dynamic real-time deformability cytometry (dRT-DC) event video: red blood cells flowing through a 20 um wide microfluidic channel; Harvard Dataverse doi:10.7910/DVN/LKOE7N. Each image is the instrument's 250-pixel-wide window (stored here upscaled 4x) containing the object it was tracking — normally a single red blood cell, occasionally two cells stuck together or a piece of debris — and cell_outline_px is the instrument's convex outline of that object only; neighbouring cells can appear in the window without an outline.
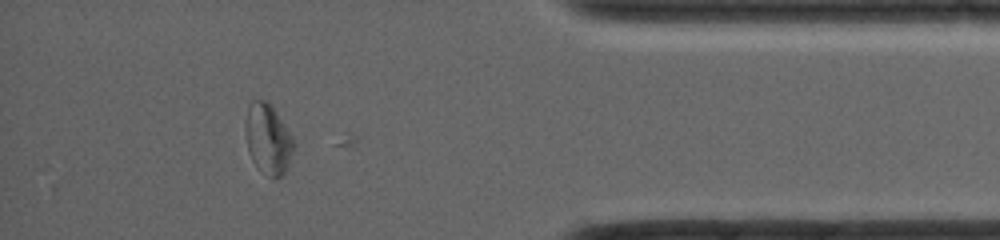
{"species": "common noctule bat (a hibernating species)", "species_latin": "Nyctalus noctula", "temperature_condition": "room temperature", "stored_images_in_passage": 36, "camera_frame_rate_fps": 4000, "um_per_image_px": 0.085, "animal": {"sex": "female", "body_mass_g": 19.0, "forearm_length_mm": 56.7}, "frame": {"image": 1, "passage_image": 35, "time_ms": 8.5, "image_size_px": [1000, 240], "cell_outline_px": [[296, 144], [288, 168], [284, 176], [276, 180], [272, 180], [252, 160], [248, 152], [244, 132], [244, 124], [248, 104], [252, 100], [264, 100], [272, 104], [292, 136]], "centroid_in_image_um": [22.79, 11.83], "position_along_channel_um": 412.4, "area_um2": 20.46}}